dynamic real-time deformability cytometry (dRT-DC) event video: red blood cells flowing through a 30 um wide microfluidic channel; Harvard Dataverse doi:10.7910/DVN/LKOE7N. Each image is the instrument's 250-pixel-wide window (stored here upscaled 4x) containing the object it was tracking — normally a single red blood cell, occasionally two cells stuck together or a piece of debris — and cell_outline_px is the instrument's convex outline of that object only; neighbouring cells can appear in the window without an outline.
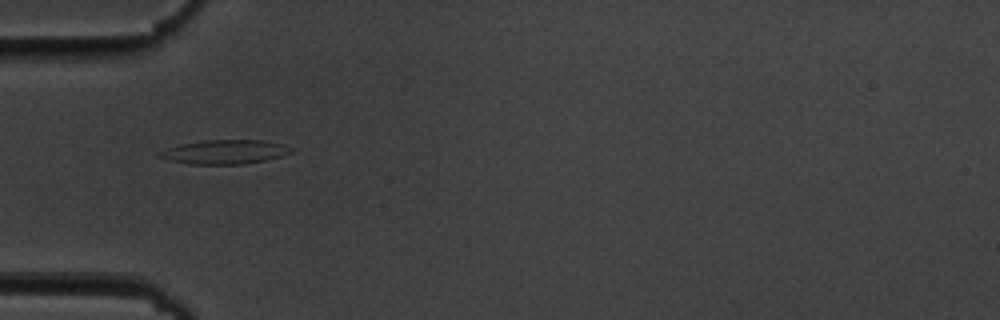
{"species": "common noctule bat (a hibernating species)", "species_latin": "Nyctalus noctula", "temperature_condition": "cold", "stored_images_in_passage": 7, "camera_frame_rate_fps": 3000, "um_per_image_px": 0.085, "animal": {"sex": "male", "body_mass_g": 19.5, "forearm_length_mm": 54.6}, "frame": {"image": 1, "passage_image": 1, "time_ms": 0.0, "image_size_px": [1000, 320], "cell_outline_px": [[292, 152], [280, 156], [264, 160], [244, 164], [188, 164], [168, 160], [156, 156], [156, 152], [180, 144], [204, 140], [264, 140], [280, 144], [292, 148]], "centroid_in_image_um": [19.03, 12.91], "position_along_channel_um": 66.0, "area_um2": 18.44}}